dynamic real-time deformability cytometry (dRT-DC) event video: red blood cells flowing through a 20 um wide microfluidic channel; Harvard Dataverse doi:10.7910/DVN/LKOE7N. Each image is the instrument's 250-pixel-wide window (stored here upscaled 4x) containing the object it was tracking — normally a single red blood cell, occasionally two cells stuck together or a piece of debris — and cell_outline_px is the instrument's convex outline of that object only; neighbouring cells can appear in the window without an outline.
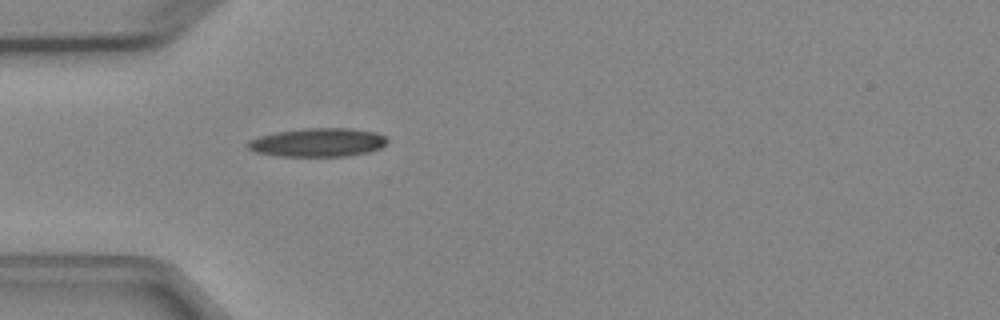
{"species": "Egyptian fruit bat (a non-hibernating species)", "species_latin": "Rousettus aegyptiacus", "temperature_condition": "cold", "stored_images_in_passage": 4, "camera_frame_rate_fps": 3000, "um_per_image_px": 0.085, "animal": {"sex": "female"}, "frame": {"image": 1, "passage_image": 4, "time_ms": 3.667, "image_size_px": [1000, 320], "cell_outline_px": [[388, 140], [380, 148], [368, 152], [344, 156], [276, 156], [256, 152], [248, 148], [244, 144], [248, 140], [260, 136], [276, 132], [304, 128], [352, 128], [376, 132], [384, 136]], "centroid_in_image_um": [26.98, 12.1], "position_along_channel_um": 58.0, "area_um2": 23.29}}